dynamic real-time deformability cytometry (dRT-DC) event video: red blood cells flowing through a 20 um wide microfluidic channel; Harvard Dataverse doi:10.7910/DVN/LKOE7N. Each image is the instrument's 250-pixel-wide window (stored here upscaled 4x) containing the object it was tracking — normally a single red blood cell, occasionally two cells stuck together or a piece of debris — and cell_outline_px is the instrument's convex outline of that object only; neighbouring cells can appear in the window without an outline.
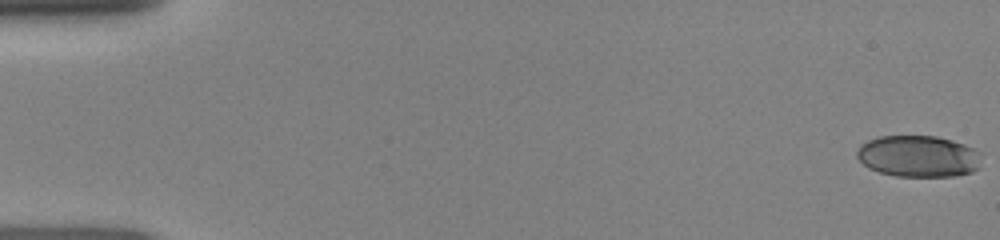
{"species": "human", "species_latin": "Homo sapiens", "temperature_condition": "room temperature", "stored_images_in_passage": 48, "camera_frame_rate_fps": 3000, "um_per_image_px": 0.085, "donor": {"sex": "female"}, "frame": {"image": 1, "passage_image": 1, "time_ms": 0.0, "image_size_px": [1000, 240], "cell_outline_px": [[980, 168], [972, 172], [956, 176], [896, 176], [880, 172], [868, 168], [856, 156], [856, 152], [860, 144], [868, 140], [880, 136], [936, 136], [952, 140], [964, 144], [980, 152]], "centroid_in_image_um": [78.06, 13.28], "position_along_channel_um": 6.9, "area_um2": 30.29}}
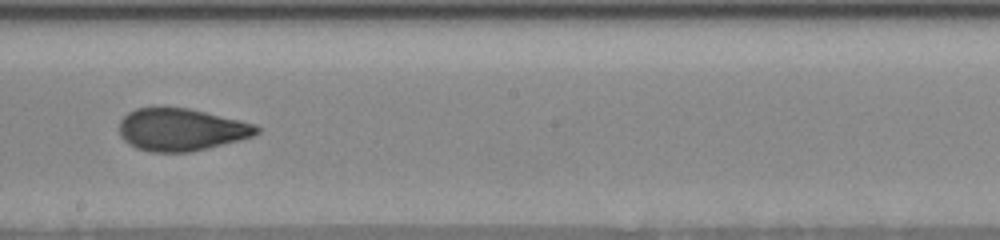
{"frame": {"image": 2, "passage_image": 28, "time_ms": 9.0, "image_size_px": [1000, 240], "cell_outline_px": [[260, 132], [252, 136], [240, 140], [192, 152], [152, 152], [136, 148], [128, 144], [120, 136], [120, 120], [128, 112], [136, 108], [188, 108], [240, 120], [256, 124], [260, 128]], "centroid_in_image_um": [15.41, 11.03], "position_along_channel_um": 232.8, "area_um2": 33.93}}
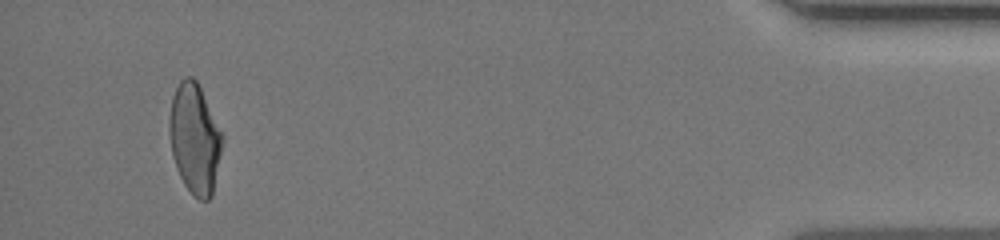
{"frame": {"image": 3, "passage_image": 46, "time_ms": 15.0, "image_size_px": [1000, 240], "cell_outline_px": [[224, 140], [212, 196], [208, 200], [200, 200], [192, 196], [184, 184], [176, 168], [172, 156], [168, 132], [168, 120], [172, 96], [180, 80], [184, 76], [192, 76], [196, 80], [224, 136]], "centroid_in_image_um": [16.54, 11.8], "position_along_channel_um": 418.7, "area_um2": 34.33}}